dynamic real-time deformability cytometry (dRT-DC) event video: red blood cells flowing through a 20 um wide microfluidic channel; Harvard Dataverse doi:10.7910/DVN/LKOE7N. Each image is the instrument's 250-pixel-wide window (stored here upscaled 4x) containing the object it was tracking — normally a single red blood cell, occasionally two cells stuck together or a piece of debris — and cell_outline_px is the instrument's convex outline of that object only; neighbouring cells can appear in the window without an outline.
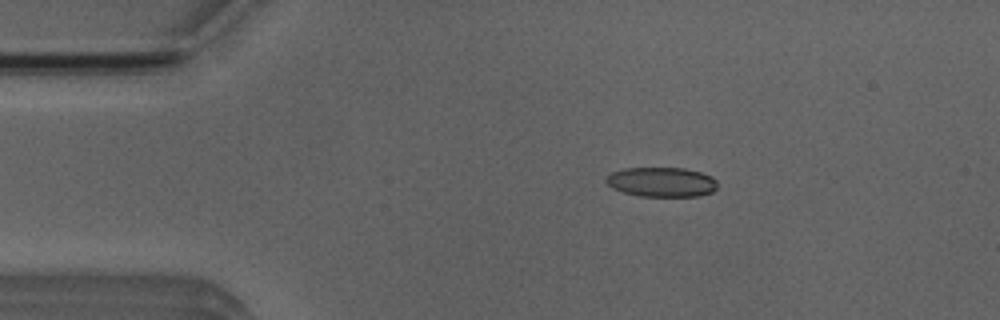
{"species": "Egyptian fruit bat (a non-hibernating species)", "species_latin": "Rousettus aegyptiacus", "temperature_condition": "room temperature", "stored_images_in_passage": 5, "camera_frame_rate_fps": 3000, "um_per_image_px": 0.085, "animal": {"sex": "male"}, "frame": {"image": 1, "passage_image": 2, "time_ms": 1.333, "image_size_px": [1000, 320], "cell_outline_px": [[716, 188], [712, 192], [700, 196], [640, 196], [624, 192], [612, 188], [604, 180], [604, 176], [612, 172], [624, 168], [684, 168], [700, 172], [712, 176], [716, 180]], "centroid_in_image_um": [56.21, 15.47], "position_along_channel_um": 28.8, "area_um2": 19.31}}